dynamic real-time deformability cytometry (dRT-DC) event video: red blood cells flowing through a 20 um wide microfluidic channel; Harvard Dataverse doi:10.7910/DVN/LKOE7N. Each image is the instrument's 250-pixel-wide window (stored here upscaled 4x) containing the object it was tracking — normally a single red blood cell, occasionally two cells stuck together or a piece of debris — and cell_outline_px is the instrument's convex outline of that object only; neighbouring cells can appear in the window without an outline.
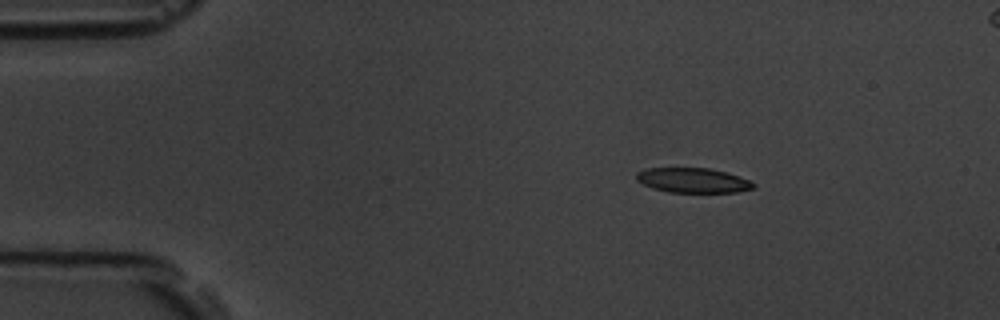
{"species": "common noctule bat (a hibernating species)", "species_latin": "Nyctalus noctula", "temperature_condition": "room temperature", "stored_images_in_passage": 13, "camera_frame_rate_fps": 3000, "um_per_image_px": 0.085, "animal": {"sex": "male", "body_mass_g": 19.5, "forearm_length_mm": 54.6}, "frame": {"image": 1, "passage_image": 3, "time_ms": 2.333, "image_size_px": [1000, 320], "cell_outline_px": [[756, 188], [736, 192], [668, 192], [652, 188], [636, 180], [636, 172], [648, 168], [708, 168], [728, 172], [740, 176], [756, 184]], "centroid_in_image_um": [58.92, 15.32], "position_along_channel_um": 26.1, "area_um2": 16.99}}
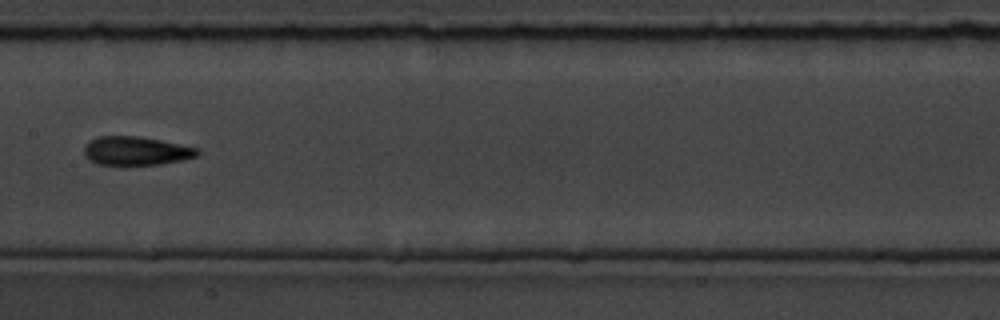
{"frame": {"image": 2, "passage_image": 8, "time_ms": 9.0, "image_size_px": [1000, 320], "cell_outline_px": [[200, 152], [196, 156], [180, 160], [160, 164], [128, 168], [124, 168], [96, 164], [88, 160], [84, 156], [84, 144], [88, 140], [96, 136], [140, 136], [160, 140], [196, 148]], "centroid_in_image_um": [11.44, 12.87], "position_along_channel_um": 196.0, "area_um2": 19.83}}
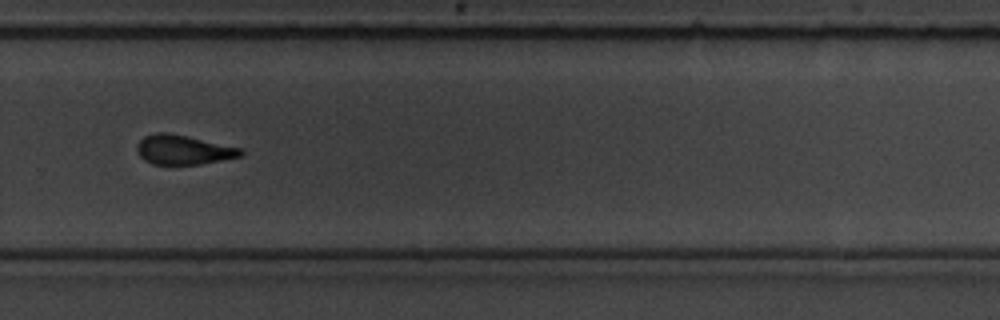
{"frame": {"image": 3, "passage_image": 11, "time_ms": 12.333, "image_size_px": [1000, 320], "cell_outline_px": [[244, 156], [200, 164], [152, 164], [144, 160], [140, 156], [136, 148], [136, 144], [144, 136], [156, 132], [168, 132], [244, 148]], "centroid_in_image_um": [15.61, 12.72], "position_along_channel_um": 314.2, "area_um2": 18.03}, "authors_computed_cell_mechanics": {"area_um2": 18.1492, "velocity_mm_per_s": 3.5667, "shape_relaxation_time_tau1_ms": 1.7802, "shape_relaxation_time_tau2_ms": 2.5688, "deformation_change_tau1": 0.0941, "deformation_change_tau2": 0.1031}}